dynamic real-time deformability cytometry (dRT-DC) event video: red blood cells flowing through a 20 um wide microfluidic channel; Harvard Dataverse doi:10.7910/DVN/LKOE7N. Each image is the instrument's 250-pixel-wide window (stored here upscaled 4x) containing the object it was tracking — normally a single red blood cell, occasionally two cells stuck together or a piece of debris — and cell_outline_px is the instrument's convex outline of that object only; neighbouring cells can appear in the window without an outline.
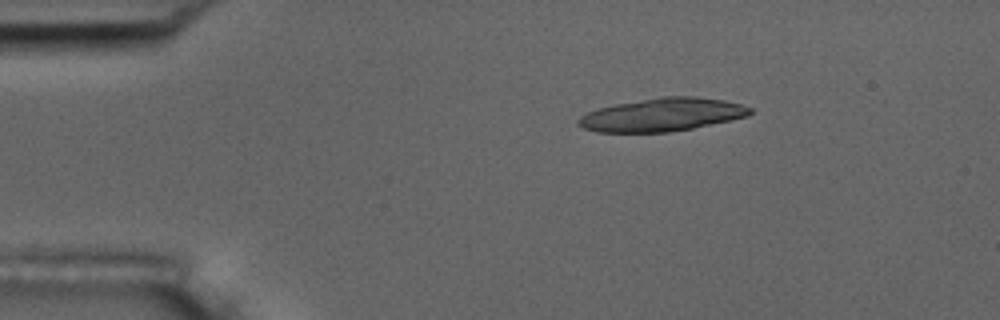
{"species": "common noctule bat (a hibernating species)", "species_latin": "Nyctalus noctula", "temperature_condition": "room temperature", "stored_images_in_passage": 4, "camera_frame_rate_fps": 3000, "um_per_image_px": 0.085, "animal": {"sex": "male", "body_mass_g": 17.5, "forearm_length_mm": 52.3}, "frame": {"image": 1, "passage_image": 2, "time_ms": 2.0, "image_size_px": [1000, 320], "cell_outline_px": [[752, 112], [748, 116], [692, 128], [668, 132], [596, 132], [584, 128], [576, 124], [576, 120], [580, 116], [588, 112], [600, 108], [616, 104], [664, 96], [696, 96], [724, 100], [740, 104], [752, 108]], "centroid_in_image_um": [56.27, 9.75], "position_along_channel_um": 28.7, "area_um2": 32.95}}